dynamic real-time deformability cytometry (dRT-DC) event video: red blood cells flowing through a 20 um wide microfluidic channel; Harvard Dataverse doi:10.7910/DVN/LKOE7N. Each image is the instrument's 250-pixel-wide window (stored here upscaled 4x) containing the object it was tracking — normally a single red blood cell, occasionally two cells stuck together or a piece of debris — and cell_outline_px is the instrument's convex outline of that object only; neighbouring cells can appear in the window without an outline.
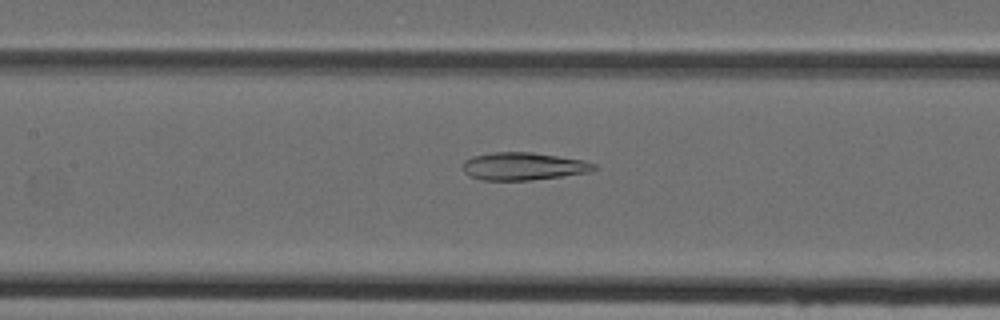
{"species": "Egyptian fruit bat (a non-hibernating species)", "species_latin": "Rousettus aegyptiacus", "temperature_condition": "cold", "stored_images_in_passage": 47, "camera_frame_rate_fps": 3000, "um_per_image_px": 0.085, "animal": {"sex": "female"}, "frame": {"image": 1, "passage_image": 22, "time_ms": 7.0, "image_size_px": [1000, 320], "cell_outline_px": [[596, 168], [588, 172], [532, 180], [480, 180], [468, 176], [464, 172], [464, 160], [472, 156], [492, 152], [528, 152], [584, 160], [596, 164]], "centroid_in_image_um": [44.44, 14.13], "position_along_channel_um": 163.0, "area_um2": 21.04}}
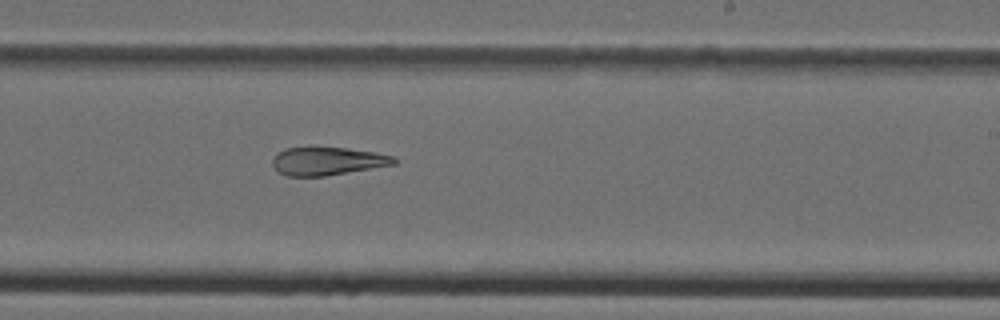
{"frame": {"image": 2, "passage_image": 29, "time_ms": 9.333, "image_size_px": [1000, 320], "cell_outline_px": [[396, 164], [324, 176], [288, 176], [276, 172], [272, 164], [272, 156], [276, 152], [284, 148], [344, 148], [372, 152], [392, 156], [396, 160]], "centroid_in_image_um": [27.74, 13.7], "position_along_channel_um": 261.3, "area_um2": 19.71}}
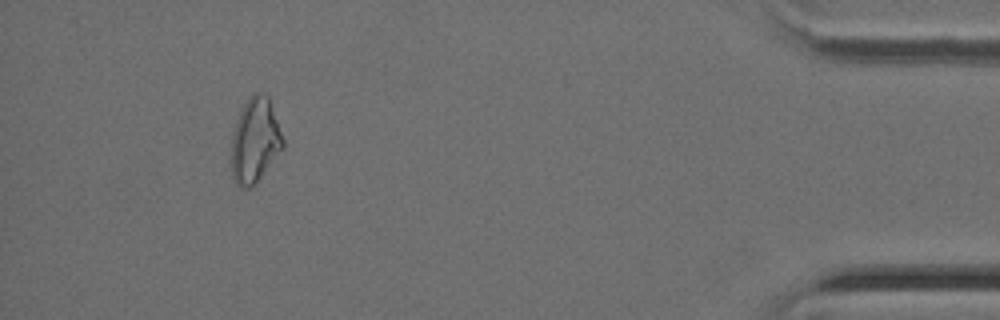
{"frame": {"image": 3, "passage_image": 44, "time_ms": 14.333, "image_size_px": [1000, 320], "cell_outline_px": [[284, 148], [252, 188], [240, 188], [236, 184], [232, 176], [232, 136], [240, 112], [248, 96], [252, 92], [264, 92], [268, 96], [284, 140]], "centroid_in_image_um": [21.69, 11.95], "position_along_channel_um": 413.5, "area_um2": 25.49}}